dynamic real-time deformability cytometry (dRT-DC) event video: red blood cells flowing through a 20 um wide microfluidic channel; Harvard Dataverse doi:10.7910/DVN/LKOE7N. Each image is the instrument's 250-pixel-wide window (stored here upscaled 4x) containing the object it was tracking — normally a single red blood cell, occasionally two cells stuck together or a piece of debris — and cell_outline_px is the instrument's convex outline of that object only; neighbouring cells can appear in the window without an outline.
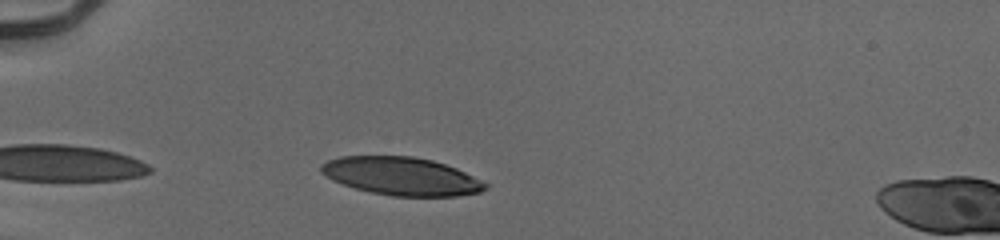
{"species": "human", "species_latin": "Homo sapiens", "temperature_condition": "cold", "stored_images_in_passage": 32, "camera_frame_rate_fps": 3000, "um_per_image_px": 0.085, "donor": {"sex": "male"}, "frame": {"image": 1, "passage_image": 2, "time_ms": 0.333, "image_size_px": [1000, 240], "cell_outline_px": [[488, 188], [480, 192], [456, 196], [392, 196], [372, 192], [356, 188], [332, 180], [320, 172], [320, 164], [328, 160], [340, 156], [412, 156], [432, 160], [456, 168], [488, 184]], "centroid_in_image_um": [34.1, 14.97], "position_along_channel_um": 50.9, "area_um2": 36.24}}
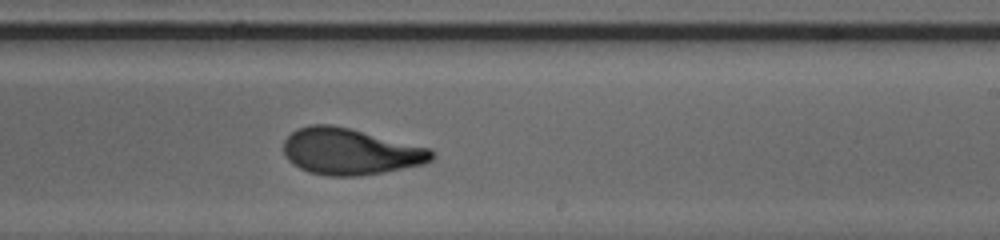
{"frame": {"image": 2, "passage_image": 20, "time_ms": 6.333, "image_size_px": [1000, 240], "cell_outline_px": [[436, 156], [432, 160], [424, 164], [384, 172], [360, 176], [328, 176], [308, 172], [292, 164], [284, 156], [284, 140], [296, 128], [308, 124], [332, 124], [428, 148]], "centroid_in_image_um": [29.72, 12.89], "position_along_channel_um": 259.3, "area_um2": 40.0}}
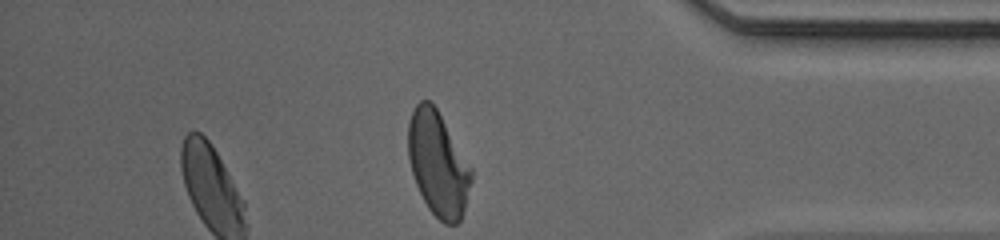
{"frame": {"image": 3, "passage_image": 32, "time_ms": 10.333, "image_size_px": [1000, 240], "cell_outline_px": [[472, 180], [464, 208], [460, 220], [456, 224], [444, 224], [428, 208], [416, 184], [412, 172], [408, 156], [408, 124], [412, 112], [416, 104], [420, 100], [428, 100], [436, 108], [472, 168]], "centroid_in_image_um": [37.22, 13.93], "position_along_channel_um": 398.0, "area_um2": 37.92}, "authors_computed_cell_mechanics": {"area_um2": 39.882, "velocity_mm_per_s": 3.9482, "shape_relaxation_time_tau1_ms": 4.2423, "shape_relaxation_time_tau2_ms": 1.164, "deformation_change_tau1": 0.2003, "deformation_change_tau2": 0.0776}}